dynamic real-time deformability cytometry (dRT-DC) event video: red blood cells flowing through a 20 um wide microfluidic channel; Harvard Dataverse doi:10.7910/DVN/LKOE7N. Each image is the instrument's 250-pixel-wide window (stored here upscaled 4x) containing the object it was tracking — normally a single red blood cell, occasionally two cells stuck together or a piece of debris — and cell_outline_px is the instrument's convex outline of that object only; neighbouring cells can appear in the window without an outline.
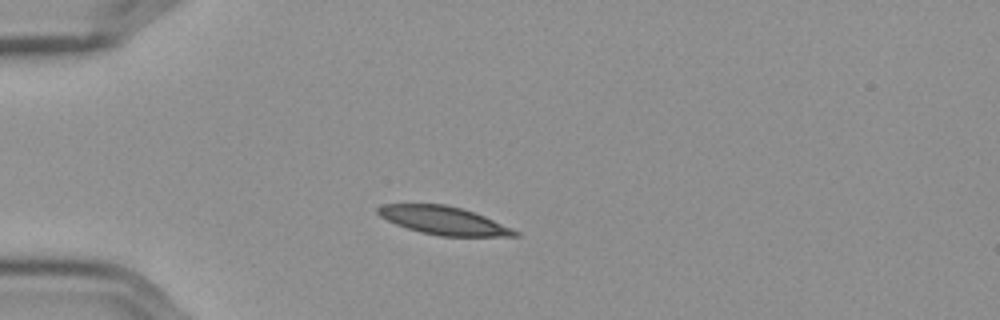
{"species": "Egyptian fruit bat (a non-hibernating species)", "species_latin": "Rousettus aegyptiacus", "temperature_condition": "cold", "stored_images_in_passage": 43, "camera_frame_rate_fps": 3000, "um_per_image_px": 0.085, "frame": {"image": 1, "passage_image": 1, "time_ms": 0.0, "image_size_px": [1000, 320], "cell_outline_px": [[520, 236], [440, 236], [420, 232], [396, 224], [380, 216], [376, 212], [376, 208], [384, 204], [444, 204], [476, 212], [512, 228], [520, 232]], "centroid_in_image_um": [37.73, 18.74], "position_along_channel_um": 47.3, "area_um2": 22.43}}
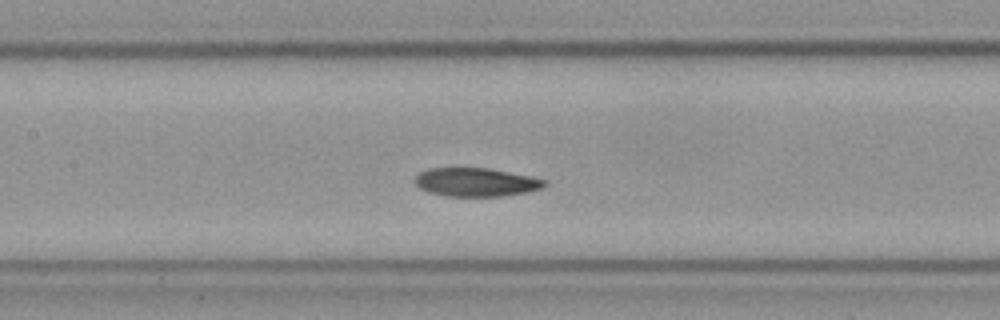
{"frame": {"image": 2, "passage_image": 13, "time_ms": 4.0, "image_size_px": [1000, 320], "cell_outline_px": [[548, 184], [540, 188], [524, 192], [500, 196], [448, 196], [428, 192], [420, 188], [412, 180], [420, 172], [428, 168], [488, 168], [532, 176], [548, 180]], "centroid_in_image_um": [40.45, 15.47], "position_along_channel_um": 167.0, "area_um2": 21.56}}
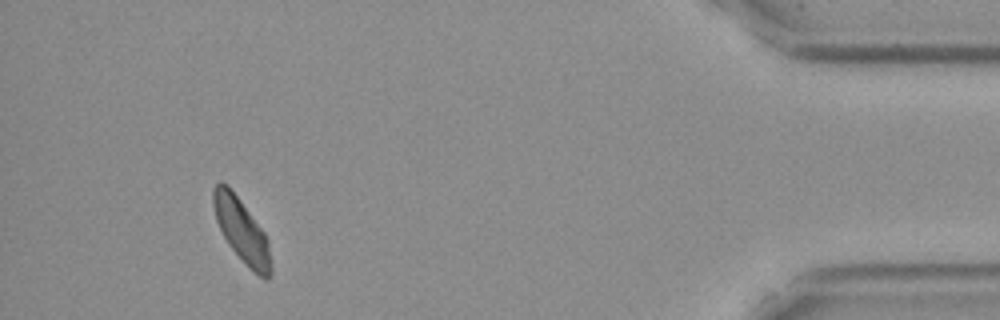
{"frame": {"image": 3, "passage_image": 39, "time_ms": 12.667, "image_size_px": [1000, 320], "cell_outline_px": [[272, 272], [268, 280], [264, 280], [252, 272], [248, 268], [228, 244], [216, 220], [212, 204], [212, 188], [220, 180], [236, 196], [264, 232], [268, 240], [272, 268]], "centroid_in_image_um": [20.55, 19.67], "position_along_channel_um": 414.6, "area_um2": 21.21}, "authors_computed_cell_mechanics": {"area_um2": 21.9062, "velocity_mm_per_s": 3.5356, "shape_relaxation_time_tau1_ms": 7.7685, "shape_relaxation_time_tau2_ms": 6.0799, "deformation_change_tau1": 0.1493, "deformation_change_tau2": 0.0762}}